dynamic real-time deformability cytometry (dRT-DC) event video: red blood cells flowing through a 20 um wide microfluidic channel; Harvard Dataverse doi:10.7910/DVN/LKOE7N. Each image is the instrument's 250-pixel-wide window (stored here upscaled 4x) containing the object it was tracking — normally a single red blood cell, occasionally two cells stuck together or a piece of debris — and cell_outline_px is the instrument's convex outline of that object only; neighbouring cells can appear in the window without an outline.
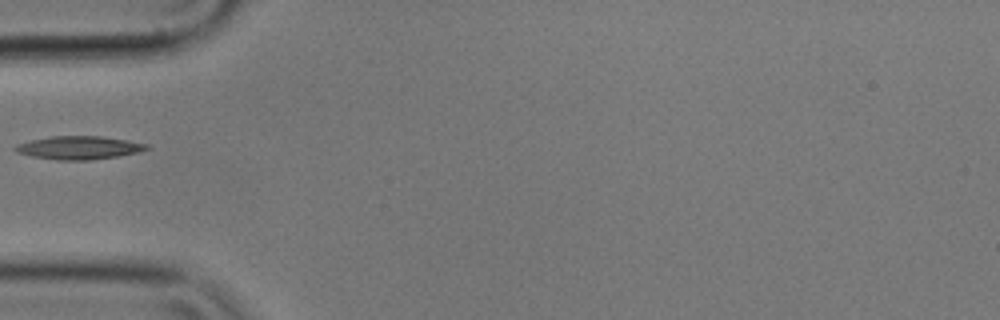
{"species": "common noctule bat (a hibernating species)", "species_latin": "Nyctalus noctula", "temperature_condition": "cold", "stored_images_in_passage": 39, "camera_frame_rate_fps": 3000, "um_per_image_px": 0.085, "animal": {"sex": "male", "body_mass_g": 17.9}, "frame": {"image": 1, "passage_image": 1, "time_ms": 0.0, "image_size_px": [1000, 320], "cell_outline_px": [[152, 148], [140, 152], [120, 156], [88, 160], [56, 160], [32, 156], [16, 152], [12, 148], [16, 144], [32, 140], [52, 136], [100, 136], [148, 144]], "centroid_in_image_um": [6.72, 12.56], "position_along_channel_um": 78.3, "area_um2": 17.8}}
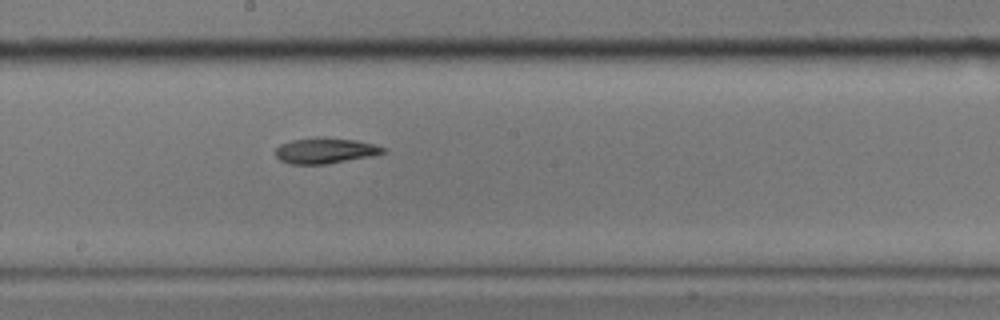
{"frame": {"image": 2, "passage_image": 13, "time_ms": 4.0, "image_size_px": [1000, 320], "cell_outline_px": [[388, 152], [372, 156], [328, 164], [288, 164], [280, 160], [276, 156], [276, 148], [280, 144], [292, 140], [316, 136], [320, 136], [356, 140], [388, 148]], "centroid_in_image_um": [27.66, 12.8], "position_along_channel_um": 220.5, "area_um2": 16.42}}
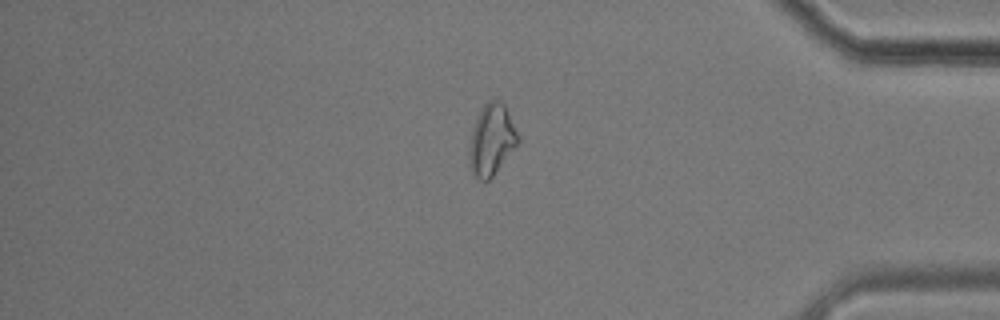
{"frame": {"image": 3, "passage_image": 30, "time_ms": 9.667, "image_size_px": [1000, 320], "cell_outline_px": [[520, 140], [492, 176], [484, 184], [472, 172], [468, 160], [468, 152], [472, 128], [484, 104], [488, 100], [500, 100], [504, 104], [520, 136]], "centroid_in_image_um": [41.77, 11.88], "position_along_channel_um": 393.4, "area_um2": 20.06}}